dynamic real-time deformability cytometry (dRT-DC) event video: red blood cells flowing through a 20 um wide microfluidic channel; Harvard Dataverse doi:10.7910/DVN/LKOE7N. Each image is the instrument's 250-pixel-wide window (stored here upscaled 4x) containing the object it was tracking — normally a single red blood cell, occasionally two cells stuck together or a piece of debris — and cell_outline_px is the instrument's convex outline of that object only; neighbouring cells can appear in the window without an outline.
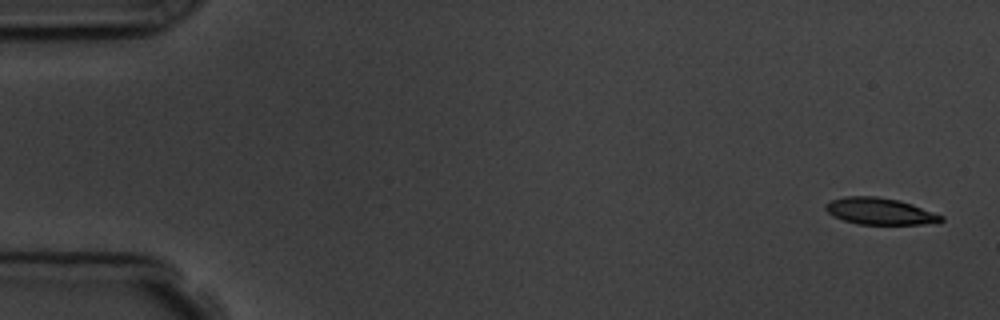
{"species": "common noctule bat (a hibernating species)", "species_latin": "Nyctalus noctula", "temperature_condition": "room temperature", "stored_images_in_passage": 5, "camera_frame_rate_fps": 3000, "um_per_image_px": 0.085, "animal": {"sex": "male", "body_mass_g": 19.5, "forearm_length_mm": 54.6}, "frame": {"image": 1, "passage_image": 1, "time_ms": 0.0, "image_size_px": [1000, 320], "cell_outline_px": [[944, 220], [940, 224], [856, 224], [832, 216], [824, 208], [824, 204], [832, 200], [848, 196], [876, 196], [900, 200], [912, 204], [944, 216]], "centroid_in_image_um": [74.82, 17.96], "position_along_channel_um": 10.2, "area_um2": 18.15}}
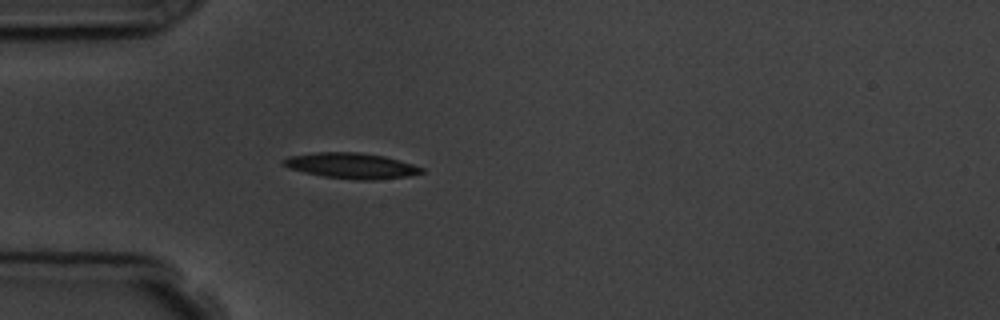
{"frame": {"image": 2, "passage_image": 5, "time_ms": 4.667, "image_size_px": [1000, 320], "cell_outline_px": [[424, 172], [408, 176], [376, 180], [356, 180], [324, 176], [304, 172], [288, 168], [280, 164], [280, 160], [288, 156], [316, 152], [360, 152], [384, 156], [412, 164], [424, 168]], "centroid_in_image_um": [29.82, 14.08], "position_along_channel_um": 55.2, "area_um2": 20.75}}